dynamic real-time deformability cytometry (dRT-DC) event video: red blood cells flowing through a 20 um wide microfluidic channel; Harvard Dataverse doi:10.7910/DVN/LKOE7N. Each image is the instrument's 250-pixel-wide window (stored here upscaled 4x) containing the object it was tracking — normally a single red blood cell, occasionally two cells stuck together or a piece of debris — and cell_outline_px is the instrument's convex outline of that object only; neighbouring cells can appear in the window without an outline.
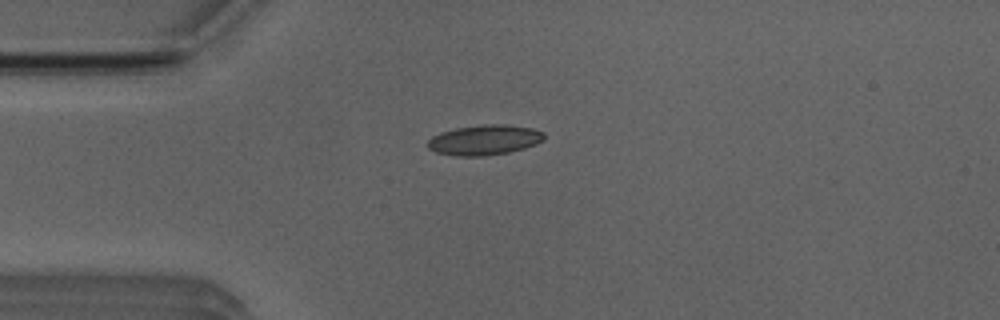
{"species": "Egyptian fruit bat (a non-hibernating species)", "species_latin": "Rousettus aegyptiacus", "temperature_condition": "room temperature", "stored_images_in_passage": 3, "camera_frame_rate_fps": 3000, "um_per_image_px": 0.085, "animal": {"sex": "male"}, "frame": {"image": 1, "passage_image": 1, "time_ms": 0.0, "image_size_px": [1000, 320], "cell_outline_px": [[544, 140], [536, 144], [524, 148], [508, 152], [484, 156], [456, 156], [436, 152], [428, 148], [428, 140], [432, 136], [440, 132], [456, 128], [484, 124], [508, 124], [532, 128], [544, 132]], "centroid_in_image_um": [41.18, 11.89], "position_along_channel_um": 43.8, "area_um2": 20.52}}